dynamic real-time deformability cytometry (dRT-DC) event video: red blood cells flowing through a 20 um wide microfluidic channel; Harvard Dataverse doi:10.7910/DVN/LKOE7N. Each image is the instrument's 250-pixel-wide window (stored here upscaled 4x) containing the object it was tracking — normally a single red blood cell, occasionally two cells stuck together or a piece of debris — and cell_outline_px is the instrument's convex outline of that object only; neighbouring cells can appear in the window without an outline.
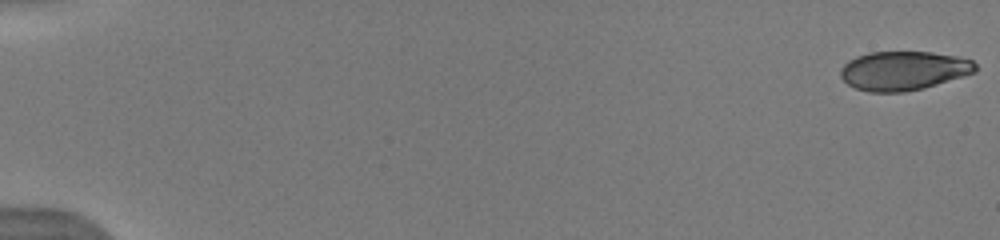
{"species": "human", "species_latin": "Homo sapiens", "temperature_condition": "warm", "stored_images_in_passage": 24, "camera_frame_rate_fps": 3000, "um_per_image_px": 0.085, "donor": {"sex": "male"}, "frame": {"image": 1, "passage_image": 1, "time_ms": 0.0, "image_size_px": [1000, 240], "cell_outline_px": [[976, 72], [964, 76], [924, 88], [904, 92], [868, 92], [856, 88], [848, 84], [840, 76], [840, 68], [848, 60], [856, 56], [868, 52], [932, 52], [956, 56], [972, 60], [976, 64]], "centroid_in_image_um": [76.79, 6.01], "position_along_channel_um": 8.2, "area_um2": 30.81}}
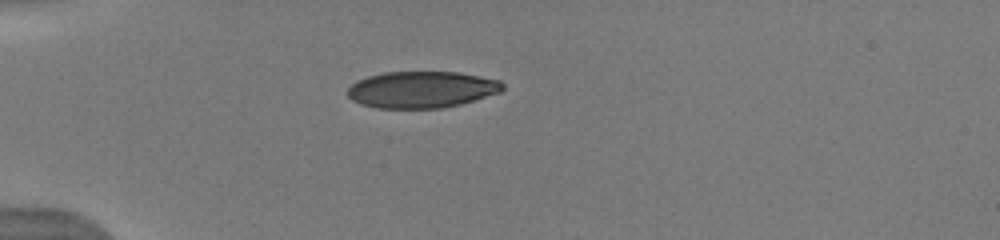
{"frame": {"image": 2, "passage_image": 21, "time_ms": 5.0, "image_size_px": [1000, 240], "cell_outline_px": [[504, 88], [500, 92], [460, 104], [440, 108], [376, 108], [360, 104], [352, 100], [348, 96], [348, 88], [356, 80], [368, 76], [384, 72], [460, 72], [500, 80], [504, 84]], "centroid_in_image_um": [35.83, 7.61], "position_along_channel_um": 49.2, "area_um2": 33.12}}